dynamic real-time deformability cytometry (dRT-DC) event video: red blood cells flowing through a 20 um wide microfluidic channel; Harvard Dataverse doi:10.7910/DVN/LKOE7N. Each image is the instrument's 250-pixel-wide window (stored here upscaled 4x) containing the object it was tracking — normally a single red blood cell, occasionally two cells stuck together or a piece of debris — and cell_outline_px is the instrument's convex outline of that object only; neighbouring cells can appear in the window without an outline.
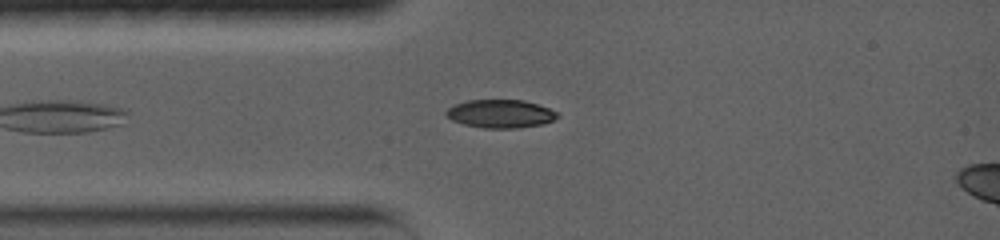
{"species": "common noctule bat (a hibernating species)", "species_latin": "Nyctalus noctula", "temperature_condition": "warm", "stored_images_in_passage": 38, "camera_frame_rate_fps": 5000, "um_per_image_px": 0.085, "animal": {"sex": "female", "body_mass_g": 19.0, "forearm_length_mm": 56.7}, "frame": {"image": 1, "passage_image": 4, "time_ms": 1.0, "image_size_px": [1000, 240], "cell_outline_px": [[560, 116], [544, 124], [516, 128], [484, 128], [464, 124], [452, 120], [444, 116], [444, 112], [448, 108], [456, 104], [468, 100], [524, 100], [560, 112]], "centroid_in_image_um": [42.54, 9.67], "position_along_channel_um": 42.5, "area_um2": 18.38}}
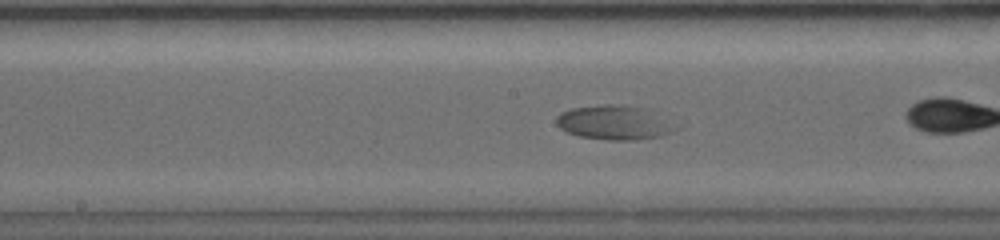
{"frame": {"image": 2, "passage_image": 13, "time_ms": 4.4, "image_size_px": [1000, 240], "cell_outline_px": [[684, 124], [680, 128], [672, 132], [660, 136], [636, 140], [608, 140], [580, 136], [568, 132], [560, 128], [556, 124], [556, 116], [560, 112], [572, 108], [604, 104], [620, 104], [644, 108]], "centroid_in_image_um": [52.32, 10.41], "position_along_channel_um": 195.9, "area_um2": 24.45}}
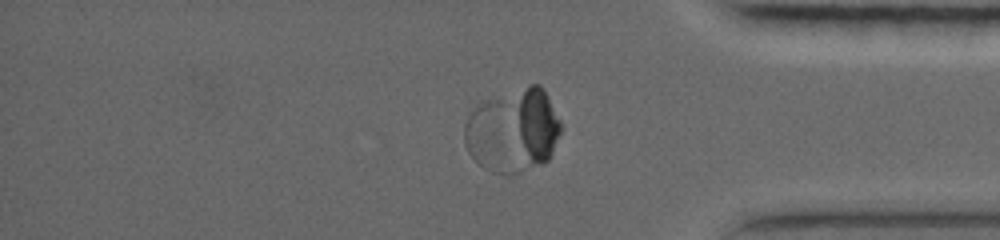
{"frame": {"image": 3, "passage_image": 36, "time_ms": 10.6, "image_size_px": [1000, 240], "cell_outline_px": [[516, 172], [512, 176], [504, 176], [492, 172], [476, 164], [468, 152], [464, 144], [464, 124], [468, 116], [476, 104], [480, 100], [496, 100], [500, 104]], "centroid_in_image_um": [41.56, 11.78], "position_along_channel_um": 393.6, "area_um2": 19.88}}